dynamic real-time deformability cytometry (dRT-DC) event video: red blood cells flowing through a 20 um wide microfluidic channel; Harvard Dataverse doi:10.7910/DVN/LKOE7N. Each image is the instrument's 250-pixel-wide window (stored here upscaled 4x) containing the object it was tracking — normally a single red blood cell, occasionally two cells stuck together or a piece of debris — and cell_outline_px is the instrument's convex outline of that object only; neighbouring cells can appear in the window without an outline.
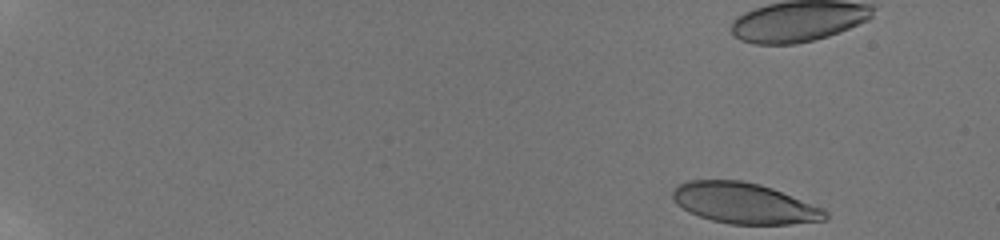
{"species": "human", "species_latin": "Homo sapiens", "temperature_condition": "room temperature", "stored_images_in_passage": 13, "camera_frame_rate_fps": 3000, "um_per_image_px": 0.085, "donor": {"sex": "male"}, "frame": {"image": 1, "passage_image": 1, "time_ms": 0.0, "image_size_px": [1000, 240], "cell_outline_px": [[828, 216], [824, 220], [788, 224], [732, 224], [712, 220], [688, 212], [676, 204], [672, 196], [672, 192], [680, 184], [688, 180], [740, 180], [760, 184], [772, 188], [824, 208], [828, 212]], "centroid_in_image_um": [63.26, 17.27], "position_along_channel_um": 21.7, "area_um2": 36.13}}